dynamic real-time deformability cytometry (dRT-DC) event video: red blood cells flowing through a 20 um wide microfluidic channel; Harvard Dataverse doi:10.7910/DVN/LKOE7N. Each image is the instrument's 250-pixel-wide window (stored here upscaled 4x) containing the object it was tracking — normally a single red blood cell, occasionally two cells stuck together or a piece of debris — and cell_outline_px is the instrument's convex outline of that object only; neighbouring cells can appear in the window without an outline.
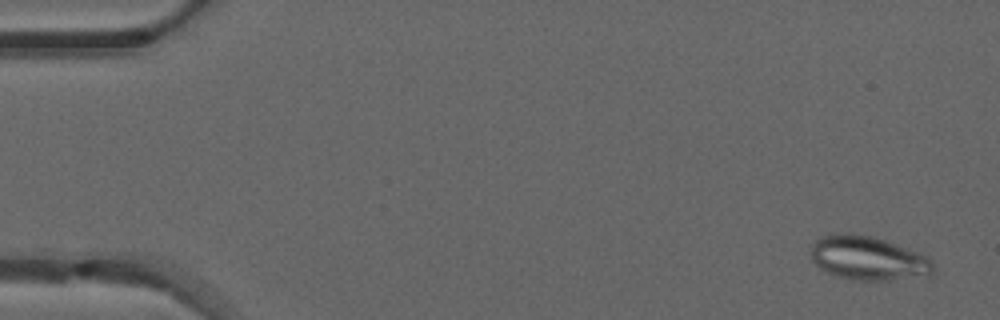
{"species": "common noctule bat (a hibernating species)", "species_latin": "Nyctalus noctula", "temperature_condition": "warm", "stored_images_in_passage": 51, "camera_frame_rate_fps": 3000, "um_per_image_px": 0.085, "animal": {"sex": "male", "forearm_length_mm": 52.5}, "frame": {"image": 1, "passage_image": 3, "time_ms": 0.667, "image_size_px": [1000, 320], "cell_outline_px": [[936, 268], [928, 276], [888, 280], [864, 280], [840, 276], [828, 272], [820, 268], [812, 260], [812, 244], [820, 236], [840, 232], [852, 232], [872, 236], [884, 240], [924, 256]], "centroid_in_image_um": [73.75, 21.93], "position_along_channel_um": 11.3, "area_um2": 30.81}}
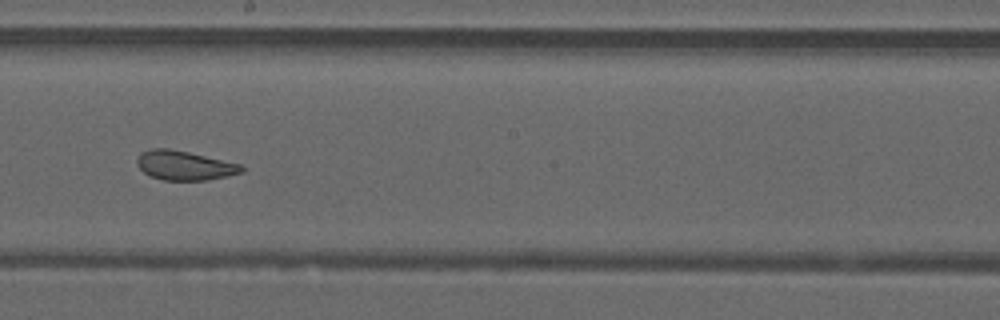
{"frame": {"image": 2, "passage_image": 29, "time_ms": 9.333, "image_size_px": [1000, 320], "cell_outline_px": [[244, 172], [208, 180], [164, 180], [148, 176], [136, 164], [136, 160], [140, 152], [152, 148], [168, 148], [188, 152], [240, 164], [244, 168]], "centroid_in_image_um": [15.64, 14.06], "position_along_channel_um": 232.6, "area_um2": 17.86}}
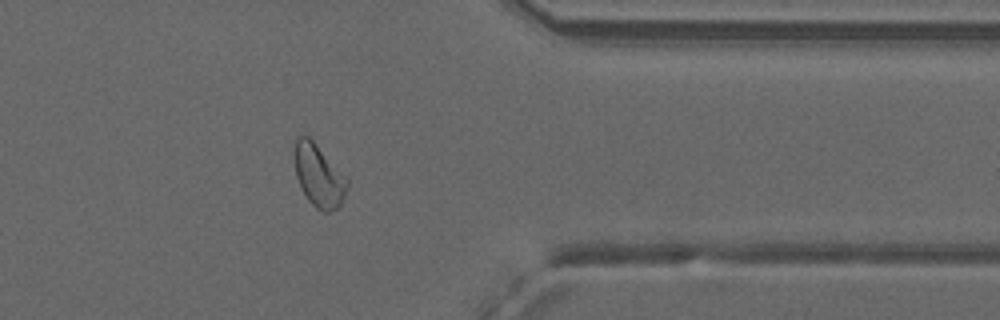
{"frame": {"image": 3, "passage_image": 41, "time_ms": 13.333, "image_size_px": [1000, 320], "cell_outline_px": [[348, 184], [344, 196], [340, 204], [336, 208], [328, 212], [324, 212], [316, 208], [308, 200], [300, 188], [296, 176], [292, 152], [296, 136], [308, 136], [312, 140], [348, 180]], "centroid_in_image_um": [27.03, 14.92], "position_along_channel_um": 384.4, "area_um2": 19.07}, "authors_computed_cell_mechanics": {"area_um2": 21.3282, "velocity_mm_per_s": 4.1181, "shape_relaxation_time_tau1_ms": null, "shape_relaxation_time_tau2_ms": 0.9477, "deformation_change_tau1": null, "deformation_change_tau2": 0.0734}}